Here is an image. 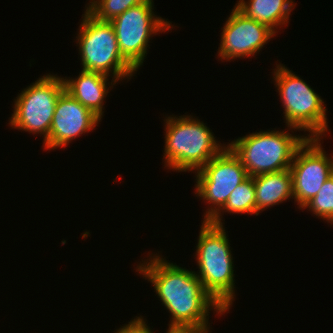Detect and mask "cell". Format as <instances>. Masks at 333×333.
<instances>
[{
	"mask_svg": "<svg viewBox=\"0 0 333 333\" xmlns=\"http://www.w3.org/2000/svg\"><path fill=\"white\" fill-rule=\"evenodd\" d=\"M152 255L146 261L142 260L143 263L140 261L136 272L150 281L162 305L170 313L168 329L209 333V311L221 316L224 309L205 291L194 271L168 262L157 253Z\"/></svg>",
	"mask_w": 333,
	"mask_h": 333,
	"instance_id": "cell-1",
	"label": "cell"
},
{
	"mask_svg": "<svg viewBox=\"0 0 333 333\" xmlns=\"http://www.w3.org/2000/svg\"><path fill=\"white\" fill-rule=\"evenodd\" d=\"M196 245L198 276L205 291L229 312L235 301L233 256L224 225L203 221ZM228 311V312H227Z\"/></svg>",
	"mask_w": 333,
	"mask_h": 333,
	"instance_id": "cell-2",
	"label": "cell"
},
{
	"mask_svg": "<svg viewBox=\"0 0 333 333\" xmlns=\"http://www.w3.org/2000/svg\"><path fill=\"white\" fill-rule=\"evenodd\" d=\"M164 124V166L172 171L196 172L227 146L192 115L167 116Z\"/></svg>",
	"mask_w": 333,
	"mask_h": 333,
	"instance_id": "cell-3",
	"label": "cell"
},
{
	"mask_svg": "<svg viewBox=\"0 0 333 333\" xmlns=\"http://www.w3.org/2000/svg\"><path fill=\"white\" fill-rule=\"evenodd\" d=\"M273 70L272 79L284 108L287 129L291 132L295 129L304 133L308 131L307 138L326 136L329 130L324 99L285 65L276 63Z\"/></svg>",
	"mask_w": 333,
	"mask_h": 333,
	"instance_id": "cell-4",
	"label": "cell"
},
{
	"mask_svg": "<svg viewBox=\"0 0 333 333\" xmlns=\"http://www.w3.org/2000/svg\"><path fill=\"white\" fill-rule=\"evenodd\" d=\"M78 30L76 44L82 70L111 75L118 82L135 75L137 70L121 55L110 21L96 19L85 10Z\"/></svg>",
	"mask_w": 333,
	"mask_h": 333,
	"instance_id": "cell-5",
	"label": "cell"
},
{
	"mask_svg": "<svg viewBox=\"0 0 333 333\" xmlns=\"http://www.w3.org/2000/svg\"><path fill=\"white\" fill-rule=\"evenodd\" d=\"M306 138L288 130H262L238 137L227 146L240 159L248 176L253 177L290 169L295 151Z\"/></svg>",
	"mask_w": 333,
	"mask_h": 333,
	"instance_id": "cell-6",
	"label": "cell"
},
{
	"mask_svg": "<svg viewBox=\"0 0 333 333\" xmlns=\"http://www.w3.org/2000/svg\"><path fill=\"white\" fill-rule=\"evenodd\" d=\"M65 91L63 77L43 75L26 87L14 99L9 125L18 130L48 138L56 102Z\"/></svg>",
	"mask_w": 333,
	"mask_h": 333,
	"instance_id": "cell-7",
	"label": "cell"
},
{
	"mask_svg": "<svg viewBox=\"0 0 333 333\" xmlns=\"http://www.w3.org/2000/svg\"><path fill=\"white\" fill-rule=\"evenodd\" d=\"M154 1L131 7L110 22L115 30L121 55L138 71L143 65L153 35L170 31L174 25L154 13ZM148 48V49H147Z\"/></svg>",
	"mask_w": 333,
	"mask_h": 333,
	"instance_id": "cell-8",
	"label": "cell"
},
{
	"mask_svg": "<svg viewBox=\"0 0 333 333\" xmlns=\"http://www.w3.org/2000/svg\"><path fill=\"white\" fill-rule=\"evenodd\" d=\"M194 173L195 194L210 205L203 221H210L225 206L231 192L248 177L242 162L228 146Z\"/></svg>",
	"mask_w": 333,
	"mask_h": 333,
	"instance_id": "cell-9",
	"label": "cell"
},
{
	"mask_svg": "<svg viewBox=\"0 0 333 333\" xmlns=\"http://www.w3.org/2000/svg\"><path fill=\"white\" fill-rule=\"evenodd\" d=\"M322 139L306 138L295 151L290 166L293 197L300 210L317 195L324 182L333 174V153L330 157L326 154L320 143Z\"/></svg>",
	"mask_w": 333,
	"mask_h": 333,
	"instance_id": "cell-10",
	"label": "cell"
},
{
	"mask_svg": "<svg viewBox=\"0 0 333 333\" xmlns=\"http://www.w3.org/2000/svg\"><path fill=\"white\" fill-rule=\"evenodd\" d=\"M276 33L246 17L235 6L222 27L218 56L221 61L250 58L259 53Z\"/></svg>",
	"mask_w": 333,
	"mask_h": 333,
	"instance_id": "cell-11",
	"label": "cell"
},
{
	"mask_svg": "<svg viewBox=\"0 0 333 333\" xmlns=\"http://www.w3.org/2000/svg\"><path fill=\"white\" fill-rule=\"evenodd\" d=\"M101 120L64 91L56 102L49 136L43 142V149L64 148L83 133L95 130Z\"/></svg>",
	"mask_w": 333,
	"mask_h": 333,
	"instance_id": "cell-12",
	"label": "cell"
},
{
	"mask_svg": "<svg viewBox=\"0 0 333 333\" xmlns=\"http://www.w3.org/2000/svg\"><path fill=\"white\" fill-rule=\"evenodd\" d=\"M108 77L99 72L81 70L78 78H63L65 91L101 119L105 109L103 108L104 99L109 90L113 89V85L118 84V81L113 78L110 82Z\"/></svg>",
	"mask_w": 333,
	"mask_h": 333,
	"instance_id": "cell-13",
	"label": "cell"
},
{
	"mask_svg": "<svg viewBox=\"0 0 333 333\" xmlns=\"http://www.w3.org/2000/svg\"><path fill=\"white\" fill-rule=\"evenodd\" d=\"M256 195V216L262 211L293 197L290 169L253 176Z\"/></svg>",
	"mask_w": 333,
	"mask_h": 333,
	"instance_id": "cell-14",
	"label": "cell"
},
{
	"mask_svg": "<svg viewBox=\"0 0 333 333\" xmlns=\"http://www.w3.org/2000/svg\"><path fill=\"white\" fill-rule=\"evenodd\" d=\"M294 0H239L235 7L246 17L268 26L275 33L289 22ZM293 8V9H292Z\"/></svg>",
	"mask_w": 333,
	"mask_h": 333,
	"instance_id": "cell-15",
	"label": "cell"
},
{
	"mask_svg": "<svg viewBox=\"0 0 333 333\" xmlns=\"http://www.w3.org/2000/svg\"><path fill=\"white\" fill-rule=\"evenodd\" d=\"M224 211L230 214L256 215V195L252 176H248L231 192L225 206L209 222L214 225H224L221 215Z\"/></svg>",
	"mask_w": 333,
	"mask_h": 333,
	"instance_id": "cell-16",
	"label": "cell"
},
{
	"mask_svg": "<svg viewBox=\"0 0 333 333\" xmlns=\"http://www.w3.org/2000/svg\"><path fill=\"white\" fill-rule=\"evenodd\" d=\"M147 0H90L85 9L96 19L111 21L127 9Z\"/></svg>",
	"mask_w": 333,
	"mask_h": 333,
	"instance_id": "cell-17",
	"label": "cell"
},
{
	"mask_svg": "<svg viewBox=\"0 0 333 333\" xmlns=\"http://www.w3.org/2000/svg\"><path fill=\"white\" fill-rule=\"evenodd\" d=\"M315 216L333 224V174L324 182L317 195L304 207Z\"/></svg>",
	"mask_w": 333,
	"mask_h": 333,
	"instance_id": "cell-18",
	"label": "cell"
},
{
	"mask_svg": "<svg viewBox=\"0 0 333 333\" xmlns=\"http://www.w3.org/2000/svg\"><path fill=\"white\" fill-rule=\"evenodd\" d=\"M116 331V332H115ZM114 333H153L152 329L146 324V320L143 316H136L133 320H130L128 324H124L119 329H116Z\"/></svg>",
	"mask_w": 333,
	"mask_h": 333,
	"instance_id": "cell-19",
	"label": "cell"
},
{
	"mask_svg": "<svg viewBox=\"0 0 333 333\" xmlns=\"http://www.w3.org/2000/svg\"><path fill=\"white\" fill-rule=\"evenodd\" d=\"M166 333H204L196 330H178V329H167Z\"/></svg>",
	"mask_w": 333,
	"mask_h": 333,
	"instance_id": "cell-20",
	"label": "cell"
}]
</instances>
